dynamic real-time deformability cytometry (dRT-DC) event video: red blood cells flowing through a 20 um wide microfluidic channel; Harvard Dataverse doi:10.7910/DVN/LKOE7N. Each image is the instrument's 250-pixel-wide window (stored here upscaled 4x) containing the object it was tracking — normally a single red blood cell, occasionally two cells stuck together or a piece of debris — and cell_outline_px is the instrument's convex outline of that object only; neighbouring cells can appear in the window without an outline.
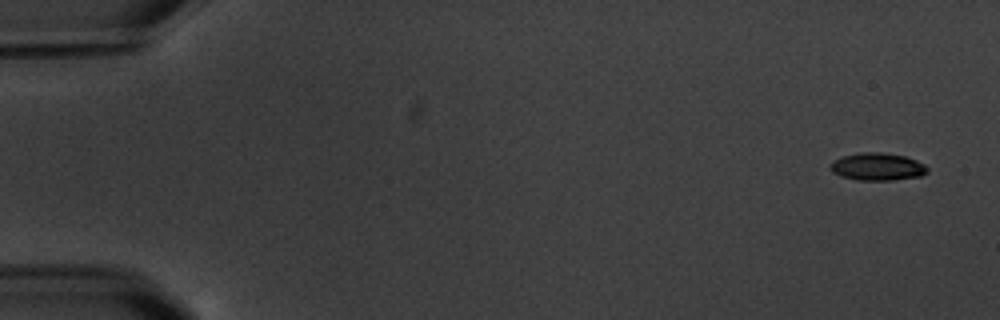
{"species": "common noctule bat (a hibernating species)", "species_latin": "Nyctalus noctula", "temperature_condition": "warm", "stored_images_in_passage": 11, "camera_frame_rate_fps": 3000, "um_per_image_px": 0.085, "animal": {"sex": "male", "body_mass_g": 20.1, "forearm_length_mm": 53.5}, "frame": {"image": 1, "passage_image": 1, "time_ms": 0.0, "image_size_px": [1000, 320], "cell_outline_px": [[928, 172], [920, 176], [892, 180], [856, 180], [840, 176], [832, 172], [828, 168], [828, 164], [832, 160], [844, 156], [860, 152], [880, 152], [904, 156], [916, 160], [924, 164], [928, 168]], "centroid_in_image_um": [74.53, 14.17], "position_along_channel_um": 10.5, "area_um2": 15.72}}
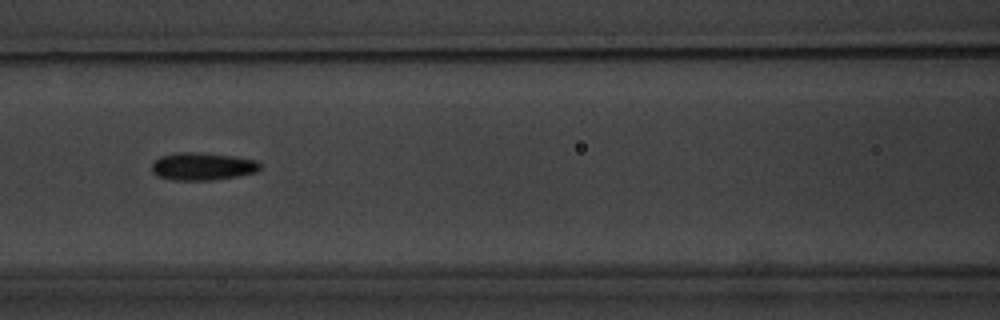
{"frame": {"image": 2, "passage_image": 7, "time_ms": 8.0, "image_size_px": [1000, 320], "cell_outline_px": [[260, 168], [256, 172], [236, 176], [212, 180], [172, 180], [156, 176], [152, 172], [152, 164], [160, 156], [176, 152], [200, 152], [232, 156], [256, 160], [260, 164]], "centroid_in_image_um": [17.17, 14.14], "position_along_channel_um": 149.4, "area_um2": 17.46}}
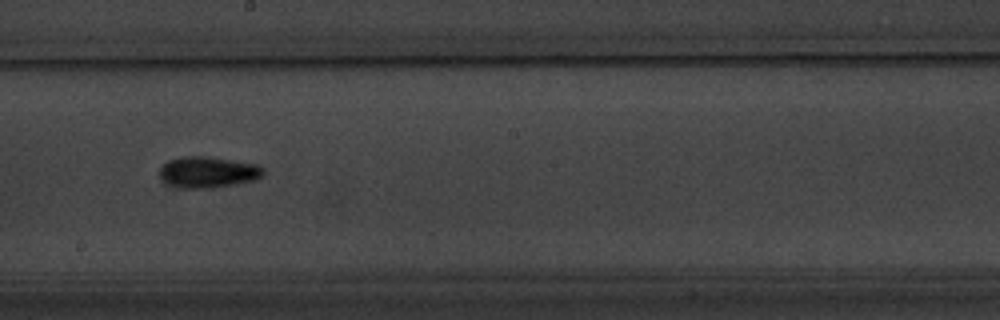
{"frame": {"image": 3, "passage_image": 9, "time_ms": 10.333, "image_size_px": [1000, 320], "cell_outline_px": [[264, 172], [256, 180], [212, 188], [180, 188], [164, 180], [160, 176], [160, 168], [168, 160], [180, 156], [204, 156], [256, 164], [264, 168]], "centroid_in_image_um": [17.68, 14.63], "position_along_channel_um": 230.5, "area_um2": 18.61}}